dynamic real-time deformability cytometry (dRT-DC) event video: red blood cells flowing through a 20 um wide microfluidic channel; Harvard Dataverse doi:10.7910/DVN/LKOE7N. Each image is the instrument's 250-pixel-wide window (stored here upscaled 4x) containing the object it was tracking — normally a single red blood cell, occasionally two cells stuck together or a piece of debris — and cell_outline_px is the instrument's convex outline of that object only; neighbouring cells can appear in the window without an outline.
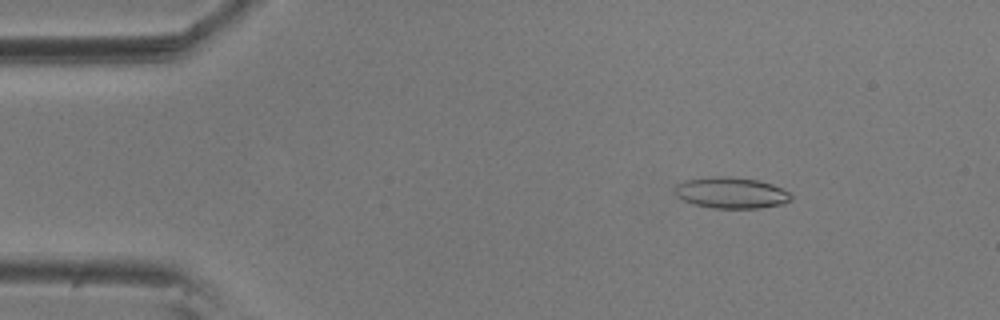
{"species": "common noctule bat (a hibernating species)", "species_latin": "Nyctalus noctula", "temperature_condition": "room temperature", "stored_images_in_passage": 56, "camera_frame_rate_fps": 3000, "um_per_image_px": 0.085, "animal": {"sex": "male", "body_mass_g": 20.5, "forearm_length_mm": 52.5}, "frame": {"image": 1, "passage_image": 8, "time_ms": 2.333, "image_size_px": [1000, 320], "cell_outline_px": [[792, 200], [784, 204], [760, 208], [712, 208], [696, 204], [684, 200], [676, 192], [676, 184], [684, 180], [716, 176], [756, 180], [772, 184], [788, 192], [792, 196]], "centroid_in_image_um": [62.19, 16.4], "position_along_channel_um": 22.8, "area_um2": 20.69}}
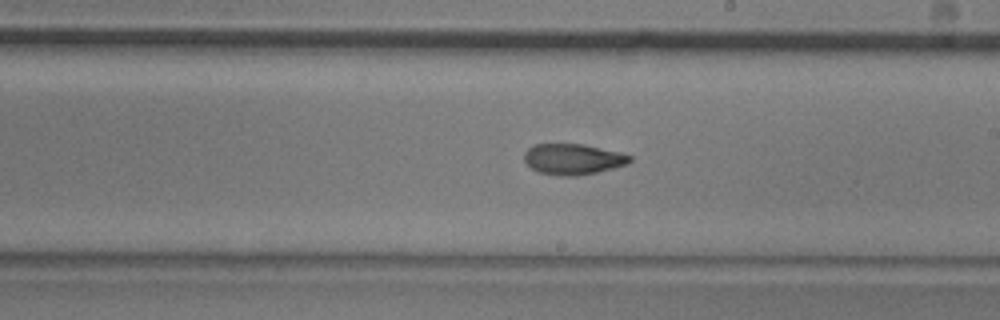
{"frame": {"image": 2, "passage_image": 32, "time_ms": 10.333, "image_size_px": [1000, 320], "cell_outline_px": [[632, 160], [628, 164], [616, 168], [576, 176], [556, 176], [536, 172], [524, 160], [524, 152], [532, 144], [584, 144], [620, 152], [632, 156]], "centroid_in_image_um": [48.7, 13.53], "position_along_channel_um": 240.3, "area_um2": 19.25}}
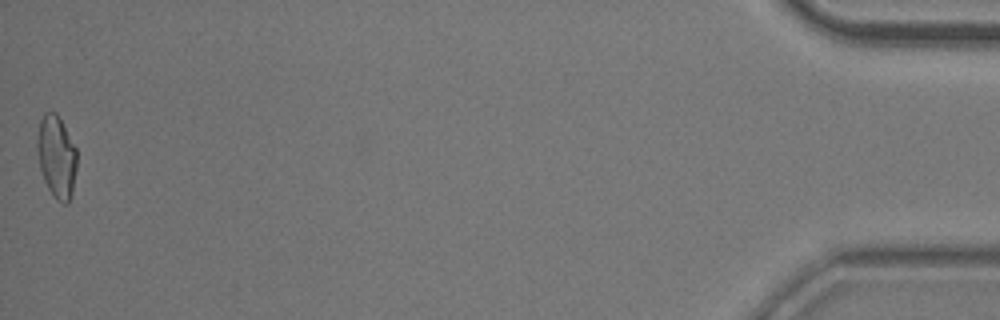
{"frame": {"image": 3, "passage_image": 56, "time_ms": 18.333, "image_size_px": [1000, 320], "cell_outline_px": [[76, 168], [72, 196], [68, 204], [64, 204], [56, 200], [48, 188], [44, 180], [40, 168], [36, 148], [36, 144], [40, 120], [44, 112], [56, 112], [76, 148]], "centroid_in_image_um": [4.8, 13.35], "position_along_channel_um": 430.4, "area_um2": 19.07}, "authors_computed_cell_mechanics": {"area_um2": 19.3919, "velocity_mm_per_s": 3.6023, "shape_relaxation_time_tau1_ms": 10.526, "shape_relaxation_time_tau2_ms": 2.703, "deformation_change_tau1": 0.2294, "deformation_change_tau2": 0.0879}}